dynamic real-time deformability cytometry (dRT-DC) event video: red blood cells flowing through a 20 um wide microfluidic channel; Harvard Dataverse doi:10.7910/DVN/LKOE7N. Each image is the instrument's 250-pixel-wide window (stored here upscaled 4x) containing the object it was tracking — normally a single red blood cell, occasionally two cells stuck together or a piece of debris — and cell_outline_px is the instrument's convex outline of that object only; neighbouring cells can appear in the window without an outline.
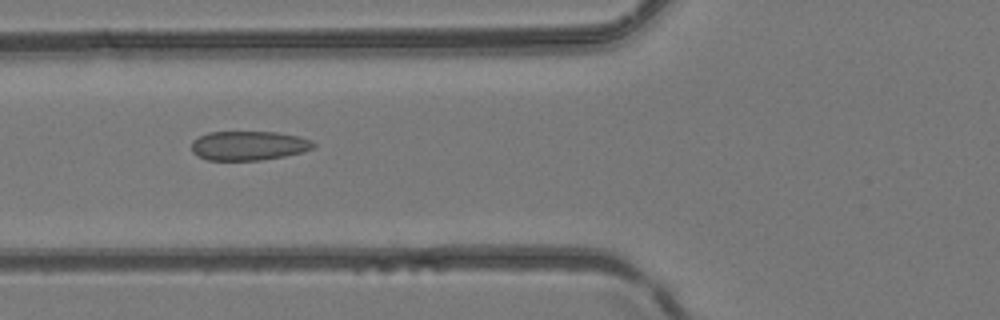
{"species": "common noctule bat (a hibernating species)", "species_latin": "Nyctalus noctula", "temperature_condition": "room temperature", "stored_images_in_passage": 5, "camera_frame_rate_fps": 3000, "um_per_image_px": 0.085, "animal": {"sex": "female", "body_mass_g": 24.6, "forearm_length_mm": 56.2}, "frame": {"image": 1, "passage_image": 4, "time_ms": 1.0, "image_size_px": [1000, 320], "cell_outline_px": [[316, 148], [304, 152], [284, 156], [260, 160], [208, 160], [192, 152], [192, 140], [208, 132], [276, 132], [296, 136], [312, 140], [316, 144]], "centroid_in_image_um": [21.17, 12.38], "position_along_channel_um": 104.6, "area_um2": 20.81}}
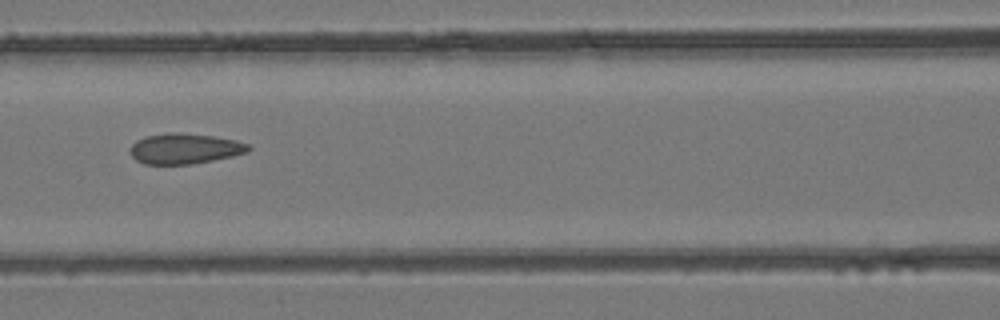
{"frame": {"image": 2, "passage_image": 5, "time_ms": 1.333, "image_size_px": [1000, 320], "cell_outline_px": [[252, 148], [248, 152], [232, 156], [192, 164], [144, 164], [136, 160], [128, 152], [128, 148], [136, 140], [148, 136], [172, 132], [176, 132], [212, 136], [236, 140], [248, 144]], "centroid_in_image_um": [15.68, 12.64], "position_along_channel_um": 150.9, "area_um2": 20.98}}